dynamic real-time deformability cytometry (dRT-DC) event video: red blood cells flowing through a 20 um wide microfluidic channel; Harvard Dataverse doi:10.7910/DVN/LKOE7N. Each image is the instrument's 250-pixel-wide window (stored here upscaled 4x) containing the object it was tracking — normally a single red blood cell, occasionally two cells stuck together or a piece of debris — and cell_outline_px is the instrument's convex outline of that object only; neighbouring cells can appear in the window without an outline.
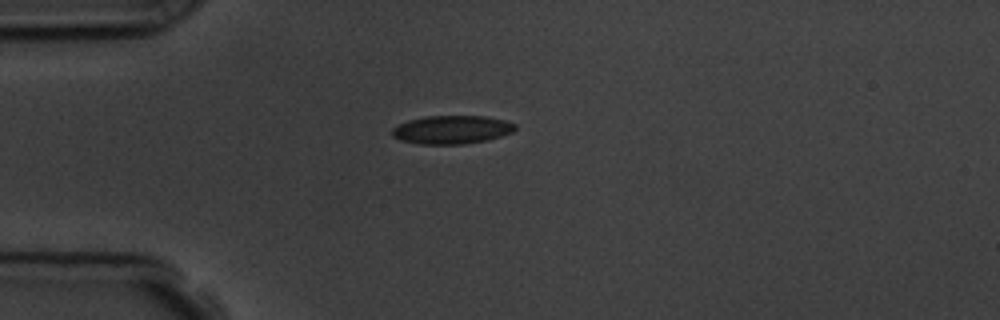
{"species": "common noctule bat (a hibernating species)", "species_latin": "Nyctalus noctula", "temperature_condition": "room temperature", "stored_images_in_passage": 43, "camera_frame_rate_fps": 3000, "um_per_image_px": 0.085, "animal": {"sex": "male", "body_mass_g": 19.5, "forearm_length_mm": 54.6}, "frame": {"image": 1, "passage_image": 1, "time_ms": 0.0, "image_size_px": [1000, 320], "cell_outline_px": [[516, 128], [512, 132], [488, 140], [464, 144], [420, 144], [400, 140], [392, 136], [392, 128], [408, 120], [424, 116], [488, 116], [504, 120], [516, 124]], "centroid_in_image_um": [38.4, 11.02], "position_along_channel_um": 46.6, "area_um2": 20.4}}
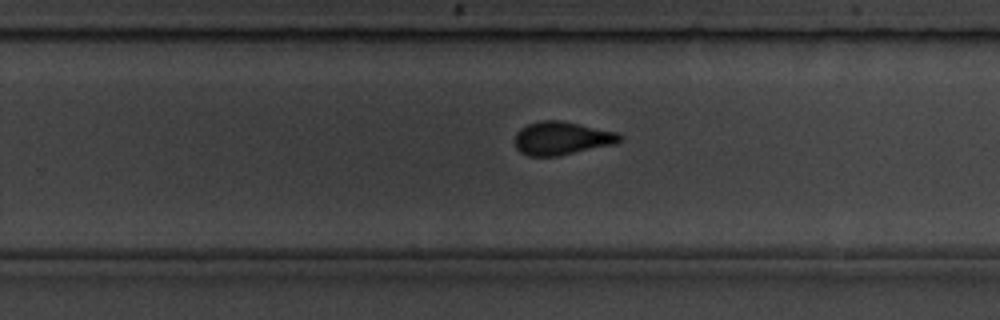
{"frame": {"image": 2, "passage_image": 22, "time_ms": 7.0, "image_size_px": [1000, 320], "cell_outline_px": [[624, 140], [616, 144], [560, 156], [528, 156], [520, 152], [516, 148], [516, 132], [520, 128], [528, 124], [540, 120], [564, 120], [620, 132], [624, 136]], "centroid_in_image_um": [47.83, 11.74], "position_along_channel_um": 282.0, "area_um2": 20.92}}
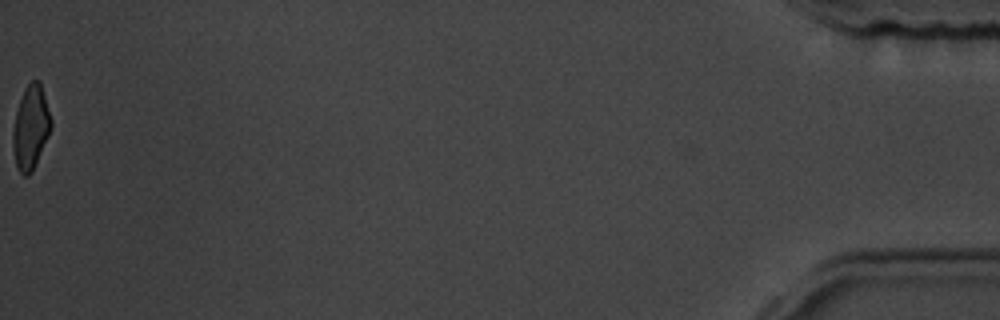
{"frame": {"image": 3, "passage_image": 43, "time_ms": 14.0, "image_size_px": [1000, 320], "cell_outline_px": [[52, 124], [48, 136], [32, 172], [28, 176], [24, 176], [16, 168], [12, 144], [12, 132], [16, 112], [24, 88], [32, 80], [40, 80], [52, 120]], "centroid_in_image_um": [2.6, 10.83], "position_along_channel_um": 432.6, "area_um2": 18.67}, "authors_computed_cell_mechanics": {"area_um2": 20.4034, "velocity_mm_per_s": 3.6082, "shape_relaxation_time_tau1_ms": 4.3088, "shape_relaxation_time_tau2_ms": 1.0457, "deformation_change_tau1": 0.1185, "deformation_change_tau2": 0.0697}}